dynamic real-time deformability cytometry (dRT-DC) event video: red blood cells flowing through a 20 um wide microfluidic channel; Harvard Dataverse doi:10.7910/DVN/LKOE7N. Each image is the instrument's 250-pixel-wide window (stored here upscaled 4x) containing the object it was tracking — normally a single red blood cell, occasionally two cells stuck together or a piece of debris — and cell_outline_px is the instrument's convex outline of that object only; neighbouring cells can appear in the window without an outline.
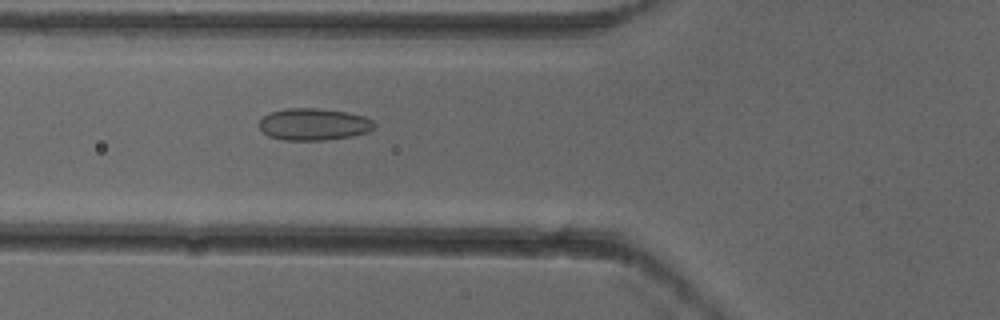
{"species": "common noctule bat (a hibernating species)", "species_latin": "Nyctalus noctula", "temperature_condition": "cold", "stored_images_in_passage": 6, "camera_frame_rate_fps": 3000, "um_per_image_px": 0.085, "animal": {"sex": "female"}, "frame": {"image": 1, "passage_image": 6, "time_ms": 1.667, "image_size_px": [1000, 320], "cell_outline_px": [[376, 128], [368, 132], [352, 136], [324, 140], [284, 140], [268, 136], [260, 128], [260, 120], [264, 116], [272, 112], [288, 108], [316, 108], [348, 112], [364, 116], [372, 120], [376, 124]], "centroid_in_image_um": [26.71, 10.57], "position_along_channel_um": 99.1, "area_um2": 21.44}}